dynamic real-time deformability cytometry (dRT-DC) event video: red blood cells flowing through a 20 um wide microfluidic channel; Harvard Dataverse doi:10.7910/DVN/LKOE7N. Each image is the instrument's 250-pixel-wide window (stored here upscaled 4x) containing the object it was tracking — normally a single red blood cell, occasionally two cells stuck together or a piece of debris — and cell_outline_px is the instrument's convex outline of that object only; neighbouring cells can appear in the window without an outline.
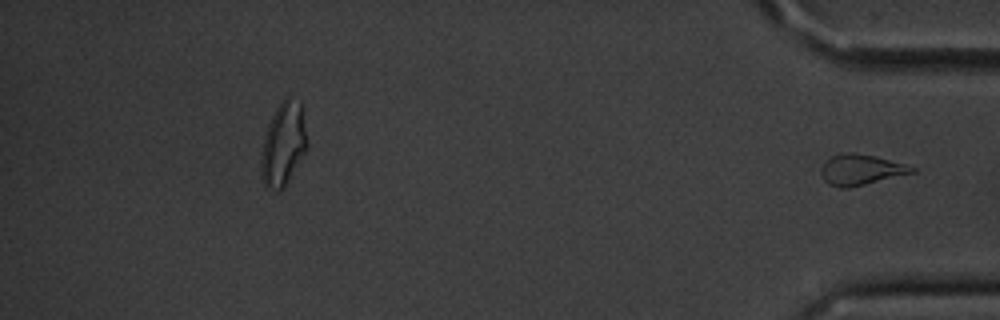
{"species": "common noctule bat (a hibernating species)", "species_latin": "Nyctalus noctula", "temperature_condition": "cold", "stored_images_in_passage": 51, "segment_of_instrument_passage": [2, 2], "camera_frame_rate_fps": 3000, "um_per_image_px": 0.085, "animal": {"sex": "male", "body_mass_g": 20.1, "forearm_length_mm": 53.5}, "frame": {"image": 1, "passage_image": 51, "time_ms": 16.667, "image_size_px": [1000, 320], "cell_outline_px": [[916, 172], [848, 188], [840, 188], [828, 184], [824, 180], [820, 172], [820, 168], [832, 156], [844, 152], [852, 152], [876, 156], [904, 164], [916, 168]], "centroid_in_image_um": [73.16, 14.43], "position_along_channel_um": 362.0, "area_um2": 16.13}}